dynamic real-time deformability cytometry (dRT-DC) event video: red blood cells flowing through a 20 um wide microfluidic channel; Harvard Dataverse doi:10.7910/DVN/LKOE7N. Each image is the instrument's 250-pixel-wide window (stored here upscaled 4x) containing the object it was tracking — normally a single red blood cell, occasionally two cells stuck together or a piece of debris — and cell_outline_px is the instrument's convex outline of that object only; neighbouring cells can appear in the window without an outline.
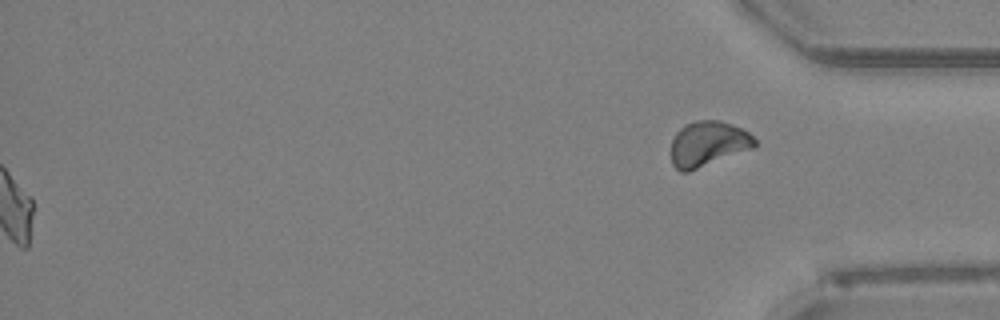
{"species": "Egyptian fruit bat (a non-hibernating species)", "species_latin": "Rousettus aegyptiacus", "temperature_condition": "room temperature", "stored_images_in_passage": 48, "segment_of_instrument_passage": [2, 2], "camera_frame_rate_fps": 3000, "um_per_image_px": 0.085, "animal": {"sex": "female"}, "frame": {"image": 1, "passage_image": 48, "time_ms": 15.667, "image_size_px": [1000, 320], "cell_outline_px": [[756, 148], [688, 172], [680, 172], [672, 164], [672, 140], [676, 132], [684, 124], [696, 120], [720, 120], [732, 124], [748, 132], [756, 140]], "centroid_in_image_um": [60.2, 12.23], "position_along_channel_um": 375.0, "area_um2": 22.31}}